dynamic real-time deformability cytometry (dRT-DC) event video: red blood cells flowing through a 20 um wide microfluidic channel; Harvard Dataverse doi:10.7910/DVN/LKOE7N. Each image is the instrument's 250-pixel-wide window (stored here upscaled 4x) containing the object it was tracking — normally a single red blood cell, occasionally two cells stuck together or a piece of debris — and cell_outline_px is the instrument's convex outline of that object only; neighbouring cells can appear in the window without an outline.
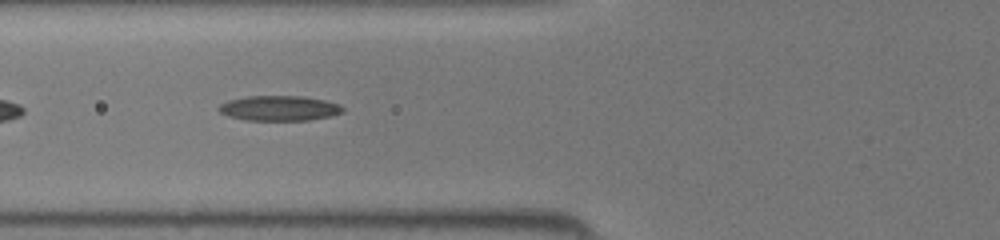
{"species": "common noctule bat (a hibernating species)", "species_latin": "Nyctalus noctula", "temperature_condition": "room temperature", "stored_images_in_passage": 42, "segment_of_instrument_passage": [2, 2], "camera_frame_rate_fps": 3000, "um_per_image_px": 0.085, "animal": {"sex": "female", "body_mass_g": 19.5, "forearm_length_mm": 54.1}, "frame": {"image": 1, "passage_image": 18, "time_ms": 5.667, "image_size_px": [1000, 240], "cell_outline_px": [[344, 112], [332, 116], [308, 120], [244, 120], [228, 116], [220, 112], [216, 108], [220, 104], [228, 100], [248, 96], [304, 96], [324, 100], [340, 104], [344, 108]], "centroid_in_image_um": [23.74, 9.2], "position_along_channel_um": 102.1, "area_um2": 18.26}}
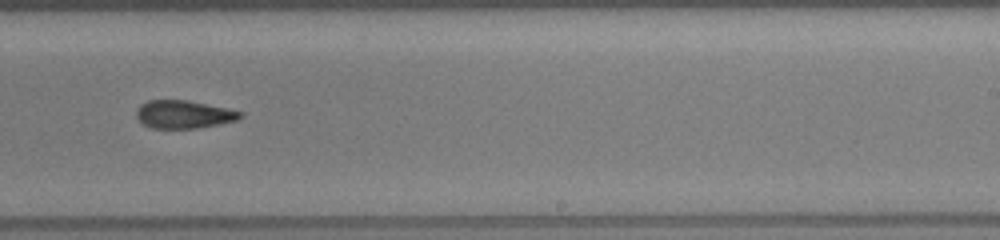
{"frame": {"image": 2, "passage_image": 29, "time_ms": 9.333, "image_size_px": [1000, 240], "cell_outline_px": [[244, 116], [236, 120], [220, 124], [196, 128], [152, 128], [144, 124], [136, 116], [136, 108], [140, 104], [148, 100], [188, 100], [228, 108], [244, 112]], "centroid_in_image_um": [15.64, 9.71], "position_along_channel_um": 273.4, "area_um2": 17.05}}
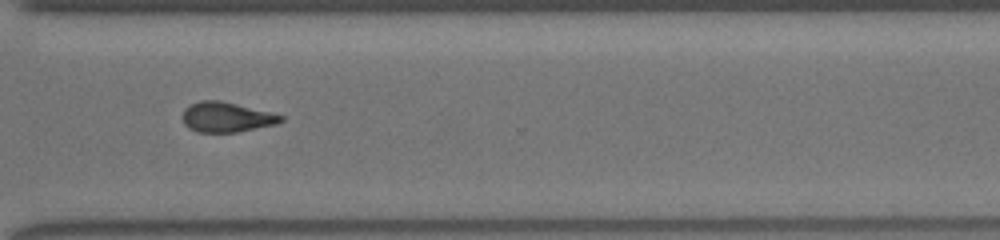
{"frame": {"image": 3, "passage_image": 34, "time_ms": 11.0, "image_size_px": [1000, 240], "cell_outline_px": [[284, 120], [276, 124], [236, 132], [196, 132], [188, 128], [184, 124], [184, 108], [188, 104], [200, 100], [220, 100], [272, 112], [284, 116]], "centroid_in_image_um": [19.24, 9.94], "position_along_channel_um": 351.4, "area_um2": 17.28}}